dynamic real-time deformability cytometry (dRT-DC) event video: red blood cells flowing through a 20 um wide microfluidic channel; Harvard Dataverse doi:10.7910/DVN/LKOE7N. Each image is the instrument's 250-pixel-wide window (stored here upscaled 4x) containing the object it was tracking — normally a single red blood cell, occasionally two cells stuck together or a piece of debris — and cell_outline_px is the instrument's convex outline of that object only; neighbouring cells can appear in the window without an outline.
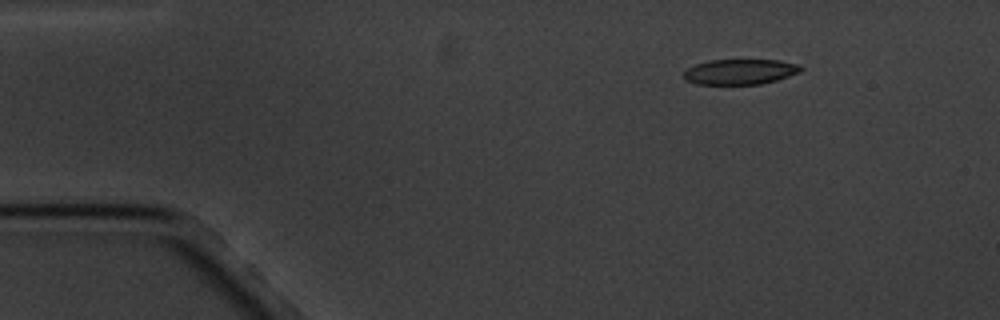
{"species": "common noctule bat (a hibernating species)", "species_latin": "Nyctalus noctula", "temperature_condition": "cold", "stored_images_in_passage": 5, "camera_frame_rate_fps": 3000, "um_per_image_px": 0.085, "animal": {"sex": "male", "body_mass_g": 20.1, "forearm_length_mm": 53.5}, "frame": {"image": 1, "passage_image": 1, "time_ms": 0.0, "image_size_px": [1000, 320], "cell_outline_px": [[804, 68], [800, 72], [776, 80], [760, 84], [696, 84], [688, 80], [684, 76], [684, 72], [688, 68], [696, 64], [708, 60], [780, 60], [796, 64]], "centroid_in_image_um": [62.92, 6.09], "position_along_channel_um": 22.1, "area_um2": 17.11}}
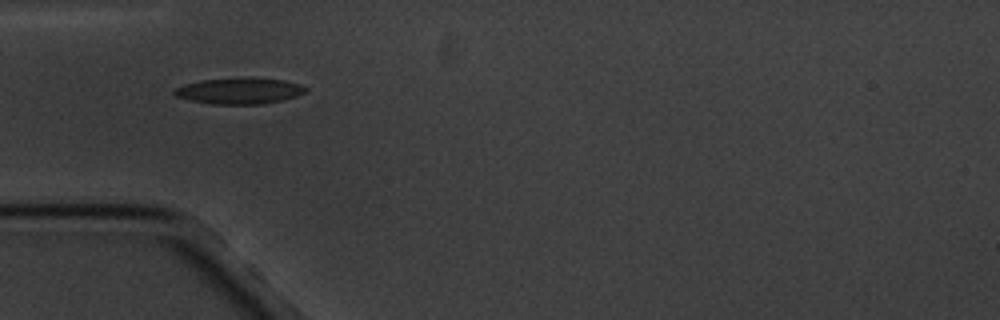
{"frame": {"image": 2, "passage_image": 4, "time_ms": 3.333, "image_size_px": [1000, 320], "cell_outline_px": [[308, 88], [304, 92], [296, 96], [284, 100], [264, 104], [212, 104], [192, 100], [176, 96], [172, 92], [176, 88], [184, 84], [204, 80], [244, 76], [248, 76], [284, 80]], "centroid_in_image_um": [20.36, 7.71], "position_along_channel_um": 64.6, "area_um2": 20.11}}
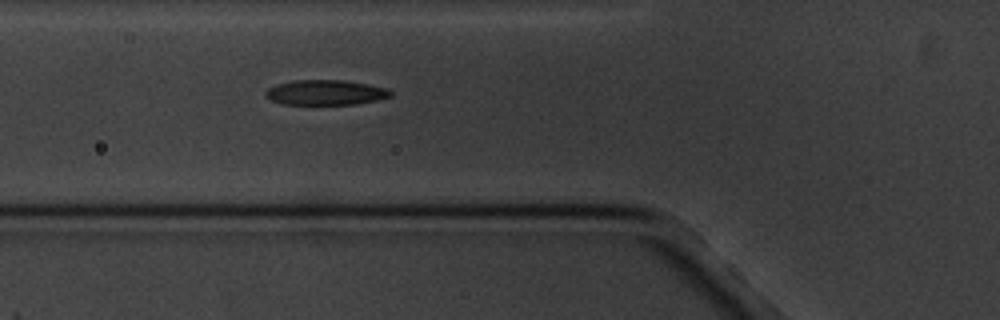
{"frame": {"image": 3, "passage_image": 5, "time_ms": 4.333, "image_size_px": [1000, 320], "cell_outline_px": [[392, 96], [376, 100], [356, 104], [284, 104], [272, 100], [264, 96], [264, 92], [268, 88], [276, 84], [296, 80], [344, 80], [368, 84], [388, 88], [392, 92]], "centroid_in_image_um": [27.67, 7.85], "position_along_channel_um": 98.1, "area_um2": 18.26}}